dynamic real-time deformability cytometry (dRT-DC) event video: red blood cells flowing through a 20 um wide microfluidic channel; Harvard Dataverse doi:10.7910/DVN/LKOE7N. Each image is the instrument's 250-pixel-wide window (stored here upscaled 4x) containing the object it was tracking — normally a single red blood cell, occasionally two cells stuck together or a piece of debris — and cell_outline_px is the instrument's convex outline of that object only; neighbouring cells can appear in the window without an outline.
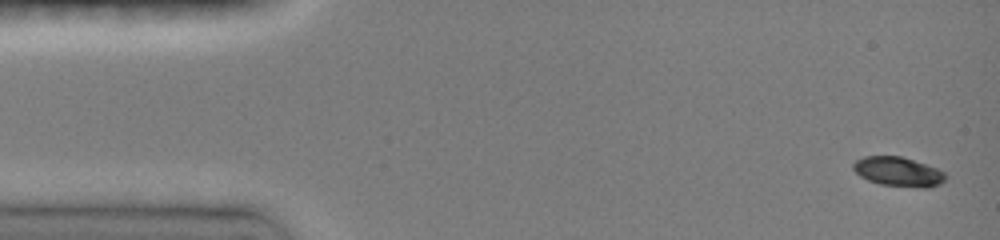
{"species": "common noctule bat (a hibernating species)", "species_latin": "Nyctalus noctula", "temperature_condition": "room temperature", "stored_images_in_passage": 8, "camera_frame_rate_fps": 3000, "um_per_image_px": 0.085, "animal": {"sex": "female", "body_mass_g": 19.0, "forearm_length_mm": 51.5}, "frame": {"image": 1, "passage_image": 1, "time_ms": 0.0, "image_size_px": [1000, 240], "cell_outline_px": [[948, 176], [940, 184], [928, 188], [920, 188], [880, 184], [868, 180], [860, 176], [852, 168], [852, 164], [856, 160], [864, 156], [900, 156], [936, 168], [944, 172]], "centroid_in_image_um": [76.35, 14.6], "position_along_channel_um": 8.7, "area_um2": 15.78}}
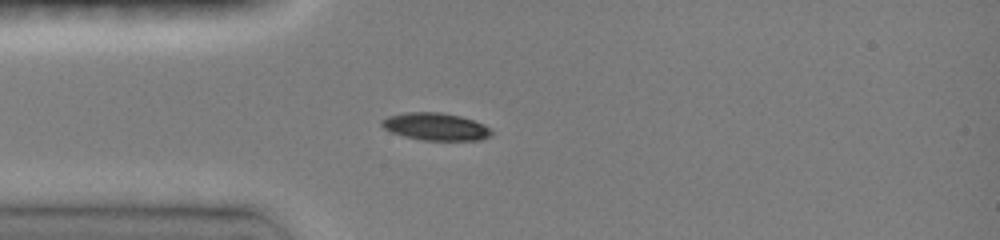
{"frame": {"image": 2, "passage_image": 6, "time_ms": 3.667, "image_size_px": [1000, 240], "cell_outline_px": [[492, 136], [480, 140], [424, 140], [404, 136], [392, 132], [384, 128], [380, 124], [380, 120], [388, 116], [404, 112], [440, 112], [460, 116], [484, 124], [492, 132]], "centroid_in_image_um": [37.01, 10.76], "position_along_channel_um": 48.0, "area_um2": 17.51}}